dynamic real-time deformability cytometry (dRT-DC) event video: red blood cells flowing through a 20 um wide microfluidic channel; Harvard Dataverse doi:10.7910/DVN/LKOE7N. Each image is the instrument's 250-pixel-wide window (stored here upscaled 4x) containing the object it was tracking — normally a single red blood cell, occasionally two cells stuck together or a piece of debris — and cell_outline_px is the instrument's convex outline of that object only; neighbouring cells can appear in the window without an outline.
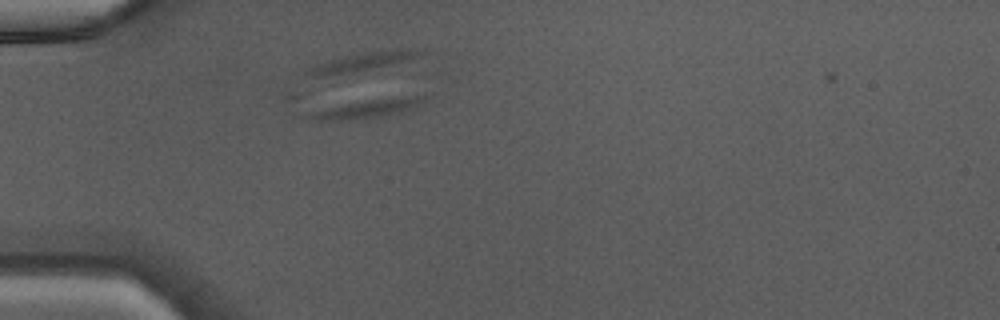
{"species": "Egyptian fruit bat (a non-hibernating species)", "species_latin": "Rousettus aegyptiacus", "temperature_condition": "warm", "stored_images_in_passage": 36, "segment_of_instrument_passage": [1, 2], "camera_frame_rate_fps": 3000, "um_per_image_px": 0.085, "animal": {"sex": "male"}, "frame": {"image": 1, "passage_image": 4, "time_ms": 1.0, "image_size_px": [1000, 320], "cell_outline_px": [[432, 96], [420, 104], [400, 112], [384, 116], [340, 120], [308, 120], [292, 116], [280, 96], [288, 92]], "centroid_in_image_um": [29.49, 8.94], "position_along_channel_um": 55.5, "area_um2": 22.31}}